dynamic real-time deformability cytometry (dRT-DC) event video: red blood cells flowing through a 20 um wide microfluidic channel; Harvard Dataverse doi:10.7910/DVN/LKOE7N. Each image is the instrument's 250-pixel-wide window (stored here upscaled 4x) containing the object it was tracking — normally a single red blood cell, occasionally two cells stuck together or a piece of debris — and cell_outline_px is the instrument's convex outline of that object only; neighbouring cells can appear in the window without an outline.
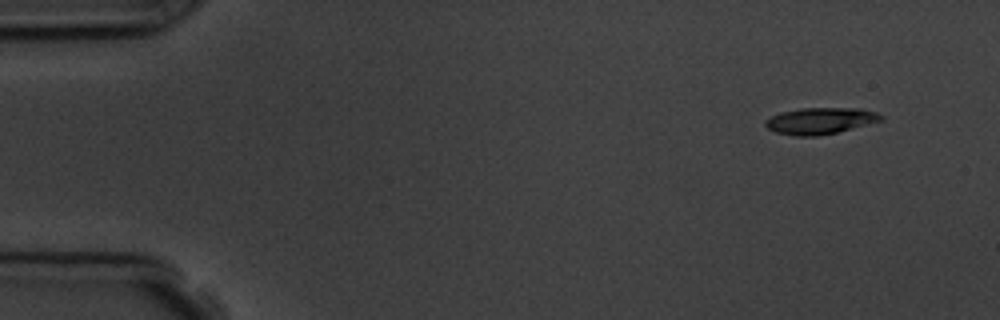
{"species": "common noctule bat (a hibernating species)", "species_latin": "Nyctalus noctula", "temperature_condition": "room temperature", "stored_images_in_passage": 4, "camera_frame_rate_fps": 3000, "um_per_image_px": 0.085, "animal": {"sex": "male", "body_mass_g": 19.5, "forearm_length_mm": 54.6}, "frame": {"image": 1, "passage_image": 1, "time_ms": 0.0, "image_size_px": [1000, 320], "cell_outline_px": [[884, 120], [836, 132], [816, 136], [796, 136], [776, 132], [768, 128], [764, 124], [764, 120], [780, 112], [800, 108], [860, 108], [876, 112], [884, 116]], "centroid_in_image_um": [69.72, 10.26], "position_along_channel_um": 15.3, "area_um2": 17.8}}
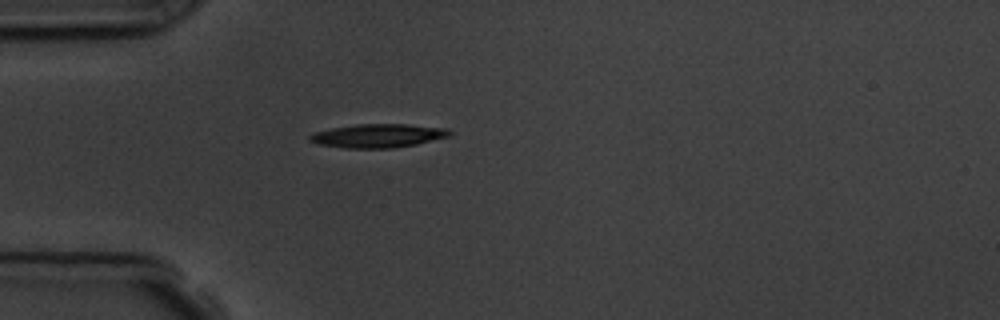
{"frame": {"image": 2, "passage_image": 4, "time_ms": 3.667, "image_size_px": [1000, 320], "cell_outline_px": [[452, 132], [448, 136], [416, 144], [392, 148], [344, 148], [320, 144], [308, 140], [308, 136], [312, 132], [332, 128], [356, 124], [408, 124], [448, 128]], "centroid_in_image_um": [32.1, 11.53], "position_along_channel_um": 52.9, "area_um2": 19.25}}